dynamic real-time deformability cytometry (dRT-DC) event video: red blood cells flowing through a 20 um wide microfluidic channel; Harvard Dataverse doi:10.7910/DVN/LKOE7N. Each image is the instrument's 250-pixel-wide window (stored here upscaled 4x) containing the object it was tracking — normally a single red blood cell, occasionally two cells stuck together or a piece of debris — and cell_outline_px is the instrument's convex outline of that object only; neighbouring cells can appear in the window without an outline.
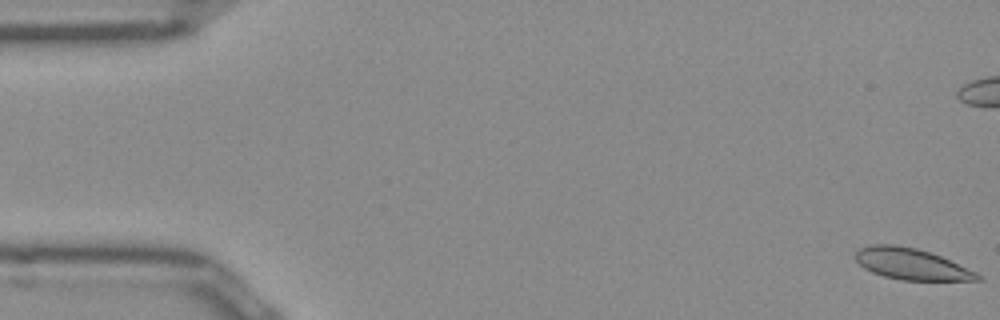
{"species": "Egyptian fruit bat (a non-hibernating species)", "species_latin": "Rousettus aegyptiacus", "temperature_condition": "room temperature", "stored_images_in_passage": 53, "camera_frame_rate_fps": 3000, "um_per_image_px": 0.085, "frame": {"image": 1, "passage_image": 1, "time_ms": 0.0, "image_size_px": [1000, 320], "cell_outline_px": [[984, 280], [900, 280], [884, 276], [872, 272], [864, 268], [856, 260], [856, 252], [860, 248], [872, 244], [896, 244], [916, 248], [940, 256], [976, 272]], "centroid_in_image_um": [77.44, 22.44], "position_along_channel_um": 7.6, "area_um2": 21.96}}
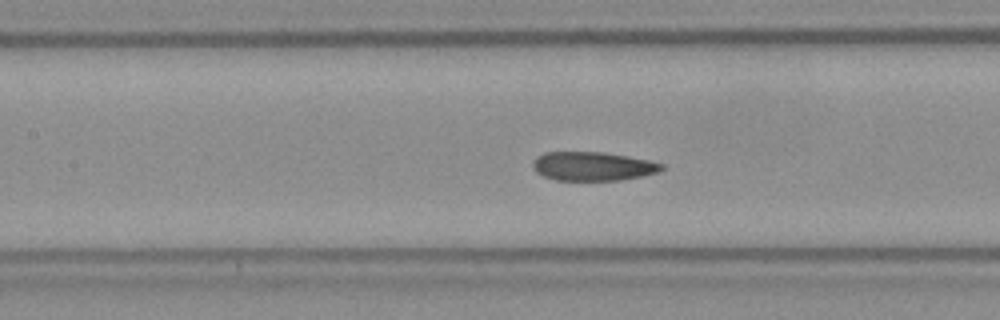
{"frame": {"image": 2, "passage_image": 23, "time_ms": 7.333, "image_size_px": [1000, 320], "cell_outline_px": [[664, 168], [660, 172], [620, 180], [556, 180], [544, 176], [536, 172], [532, 168], [532, 160], [536, 156], [544, 152], [604, 152], [628, 156], [648, 160], [664, 164]], "centroid_in_image_um": [50.36, 14.12], "position_along_channel_um": 157.0, "area_um2": 21.79}}
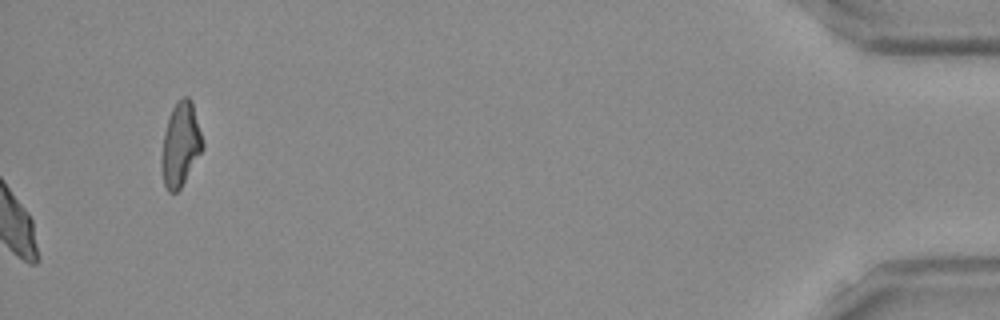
{"frame": {"image": 3, "passage_image": 53, "time_ms": 17.333, "image_size_px": [1000, 320], "cell_outline_px": [[204, 148], [180, 188], [176, 192], [168, 192], [164, 184], [160, 160], [164, 132], [168, 116], [176, 100], [180, 96], [188, 96], [192, 100], [204, 144]], "centroid_in_image_um": [15.34, 12.23], "position_along_channel_um": 419.9, "area_um2": 20.29}, "authors_computed_cell_mechanics": {"area_um2": 22.3686, "velocity_mm_per_s": 3.8848, "shape_relaxation_time_tau1_ms": 5.3247, "shape_relaxation_time_tau2_ms": 1.6532, "deformation_change_tau1": 0.13, "deformation_change_tau2": 0.0658}}